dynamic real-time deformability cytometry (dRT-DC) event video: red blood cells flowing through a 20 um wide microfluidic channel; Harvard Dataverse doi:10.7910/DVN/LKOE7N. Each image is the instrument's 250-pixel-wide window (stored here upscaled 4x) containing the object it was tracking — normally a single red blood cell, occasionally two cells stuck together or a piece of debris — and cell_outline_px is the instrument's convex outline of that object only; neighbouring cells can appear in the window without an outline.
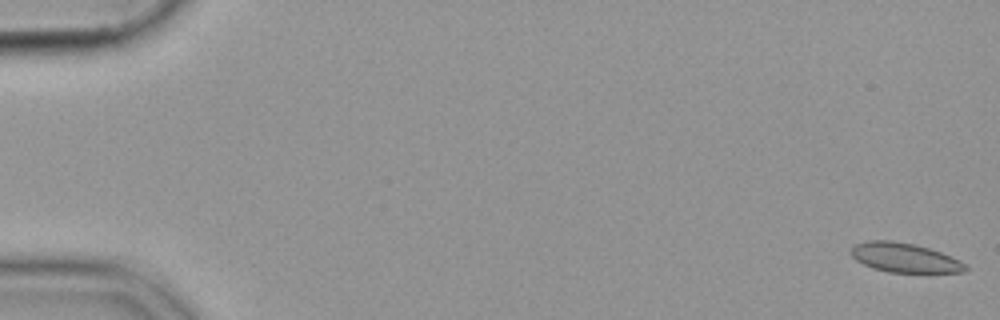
{"species": "common noctule bat (a hibernating species)", "species_latin": "Nyctalus noctula", "temperature_condition": "cold", "stored_images_in_passage": 8, "camera_frame_rate_fps": 3000, "um_per_image_px": 0.085, "animal": {"sex": "female", "body_mass_g": 19.9}, "frame": {"image": 1, "passage_image": 1, "time_ms": 0.0, "image_size_px": [1000, 320], "cell_outline_px": [[968, 268], [964, 272], [888, 272], [872, 268], [856, 260], [852, 256], [852, 248], [856, 244], [868, 240], [892, 240], [916, 244], [952, 256], [960, 260]], "centroid_in_image_um": [76.89, 21.89], "position_along_channel_um": 8.1, "area_um2": 19.48}}